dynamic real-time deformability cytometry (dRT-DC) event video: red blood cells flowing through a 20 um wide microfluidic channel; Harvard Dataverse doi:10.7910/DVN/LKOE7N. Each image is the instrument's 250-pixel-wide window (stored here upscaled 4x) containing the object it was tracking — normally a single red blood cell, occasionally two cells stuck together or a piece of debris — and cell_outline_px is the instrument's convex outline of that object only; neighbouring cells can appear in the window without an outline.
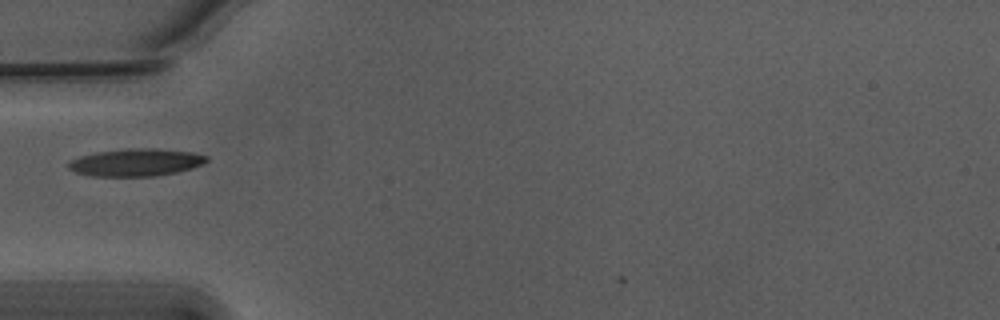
{"species": "Egyptian fruit bat (a non-hibernating species)", "species_latin": "Rousettus aegyptiacus", "temperature_condition": "warm", "stored_images_in_passage": 33, "camera_frame_rate_fps": 3000, "um_per_image_px": 0.085, "animal": {"sex": "male"}, "frame": {"image": 1, "passage_image": 2, "time_ms": 0.333, "image_size_px": [1000, 320], "cell_outline_px": [[208, 160], [192, 168], [176, 172], [156, 176], [92, 176], [76, 172], [68, 168], [68, 160], [80, 156], [96, 152], [124, 148], [156, 148], [192, 152], [208, 156]], "centroid_in_image_um": [11.52, 13.79], "position_along_channel_um": 73.5, "area_um2": 22.2}}
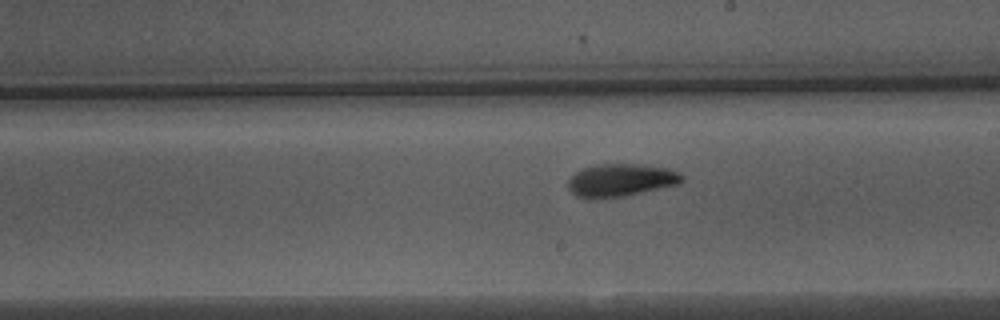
{"frame": {"image": 2, "passage_image": 15, "time_ms": 4.667, "image_size_px": [1000, 320], "cell_outline_px": [[684, 180], [680, 184], [624, 196], [576, 196], [568, 188], [568, 180], [576, 172], [584, 168], [596, 164], [640, 164], [668, 168], [684, 176]], "centroid_in_image_um": [52.83, 15.28], "position_along_channel_um": 236.2, "area_um2": 21.21}}
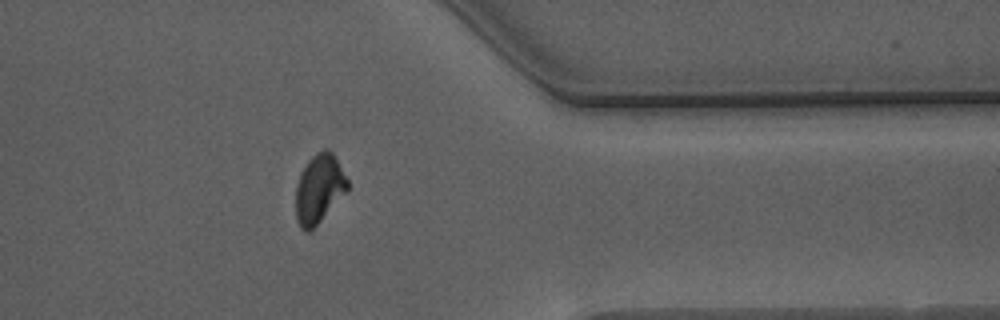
{"frame": {"image": 3, "passage_image": 28, "time_ms": 9.0, "image_size_px": [1000, 320], "cell_outline_px": [[348, 192], [308, 232], [300, 228], [296, 220], [296, 188], [300, 176], [308, 160], [316, 152], [324, 148], [328, 148], [332, 152], [348, 180]], "centroid_in_image_um": [27.13, 16.03], "position_along_channel_um": 384.3, "area_um2": 20.58}}